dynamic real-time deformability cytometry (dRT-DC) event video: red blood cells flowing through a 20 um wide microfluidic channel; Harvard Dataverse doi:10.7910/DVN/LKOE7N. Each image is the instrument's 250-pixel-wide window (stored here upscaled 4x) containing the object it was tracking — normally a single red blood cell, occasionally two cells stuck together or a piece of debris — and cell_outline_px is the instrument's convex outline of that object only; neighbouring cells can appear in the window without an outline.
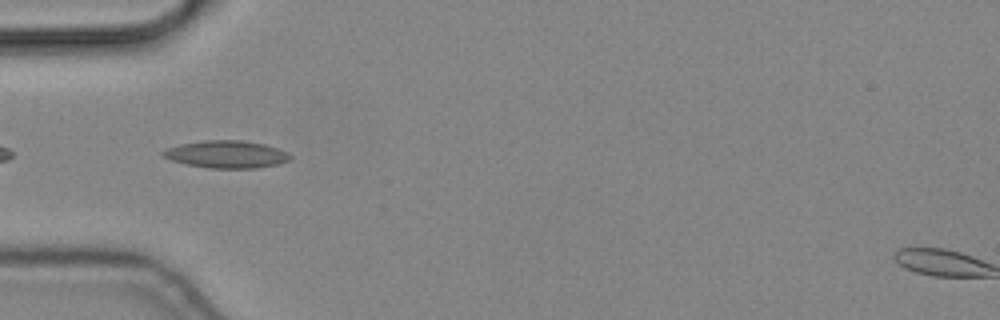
{"species": "common noctule bat (a hibernating species)", "species_latin": "Nyctalus noctula", "temperature_condition": "cold", "stored_images_in_passage": 7, "camera_frame_rate_fps": 3000, "um_per_image_px": 0.085, "animal": {"sex": "male", "body_mass_g": 19.2, "forearm_length_mm": 51.8}, "frame": {"image": 1, "passage_image": 2, "time_ms": 0.333, "image_size_px": [1000, 320], "cell_outline_px": [[292, 156], [288, 160], [276, 164], [256, 168], [208, 168], [188, 164], [172, 160], [160, 156], [160, 152], [168, 148], [180, 144], [204, 140], [240, 140], [264, 144], [288, 152]], "centroid_in_image_um": [19.22, 13.11], "position_along_channel_um": 65.8, "area_um2": 20.17}}
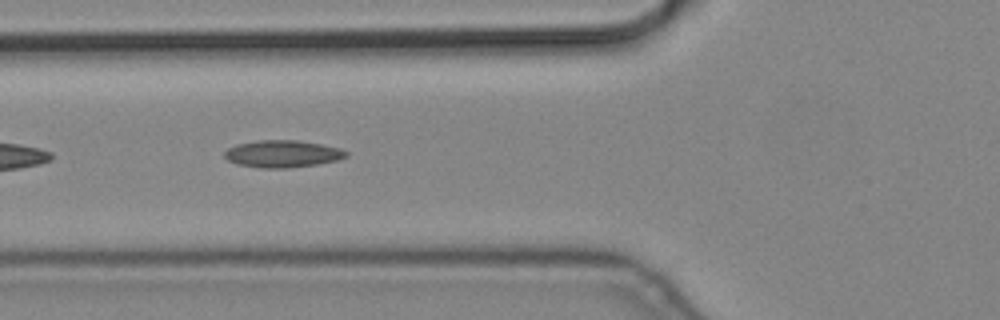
{"frame": {"image": 2, "passage_image": 5, "time_ms": 1.333, "image_size_px": [1000, 320], "cell_outline_px": [[348, 156], [336, 160], [316, 164], [288, 168], [260, 168], [236, 164], [228, 160], [224, 156], [224, 152], [228, 148], [236, 144], [256, 140], [296, 140], [320, 144], [340, 148], [348, 152]], "centroid_in_image_um": [23.98, 13.07], "position_along_channel_um": 101.8, "area_um2": 19.25}}